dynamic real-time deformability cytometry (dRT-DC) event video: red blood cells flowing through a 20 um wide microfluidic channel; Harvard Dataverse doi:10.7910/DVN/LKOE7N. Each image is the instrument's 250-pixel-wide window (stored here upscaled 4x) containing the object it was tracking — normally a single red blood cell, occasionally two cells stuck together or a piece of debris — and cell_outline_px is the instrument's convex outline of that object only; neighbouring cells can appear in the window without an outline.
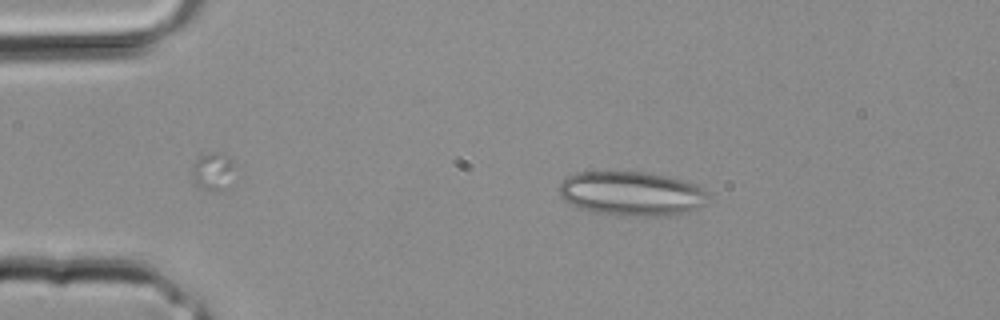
{"species": "common noctule bat (a hibernating species)", "species_latin": "Nyctalus noctula", "temperature_condition": "room temperature", "stored_images_in_passage": 30, "segment_of_instrument_passage": [1, 2], "camera_frame_rate_fps": 3000, "um_per_image_px": 0.085, "animal": {"sex": "male", "body_mass_g": 20.4}, "frame": {"image": 1, "passage_image": 6, "time_ms": 1.667, "image_size_px": [1000, 320], "cell_outline_px": [[708, 204], [688, 212], [660, 216], [632, 216], [596, 212], [580, 208], [564, 200], [560, 196], [560, 184], [568, 176], [576, 172], [644, 172], [664, 176], [696, 184], [704, 188], [708, 192]], "centroid_in_image_um": [53.73, 16.46], "position_along_channel_um": 31.3, "area_um2": 38.32}}